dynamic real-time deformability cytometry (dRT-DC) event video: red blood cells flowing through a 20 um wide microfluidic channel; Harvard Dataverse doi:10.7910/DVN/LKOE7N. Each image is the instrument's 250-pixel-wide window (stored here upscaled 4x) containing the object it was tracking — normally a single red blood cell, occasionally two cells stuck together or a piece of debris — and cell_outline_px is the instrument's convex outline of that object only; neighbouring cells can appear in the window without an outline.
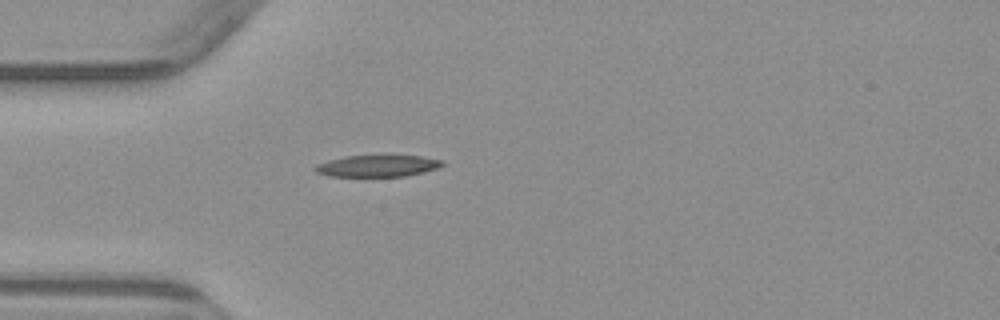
{"species": "common noctule bat (a hibernating species)", "species_latin": "Nyctalus noctula", "temperature_condition": "warm", "stored_images_in_passage": 1, "camera_frame_rate_fps": 3000, "um_per_image_px": 0.085, "animal": {"sex": "male", "body_mass_g": 23.1, "forearm_length_mm": 52.7}, "frame": {"image": 1, "passage_image": 1, "time_ms": 0.0, "image_size_px": [1000, 320], "cell_outline_px": [[444, 164], [436, 168], [404, 176], [328, 176], [316, 172], [312, 168], [316, 164], [328, 160], [344, 156], [424, 156], [444, 160]], "centroid_in_image_um": [32.04, 14.09], "position_along_channel_um": 53.0, "area_um2": 15.9}}